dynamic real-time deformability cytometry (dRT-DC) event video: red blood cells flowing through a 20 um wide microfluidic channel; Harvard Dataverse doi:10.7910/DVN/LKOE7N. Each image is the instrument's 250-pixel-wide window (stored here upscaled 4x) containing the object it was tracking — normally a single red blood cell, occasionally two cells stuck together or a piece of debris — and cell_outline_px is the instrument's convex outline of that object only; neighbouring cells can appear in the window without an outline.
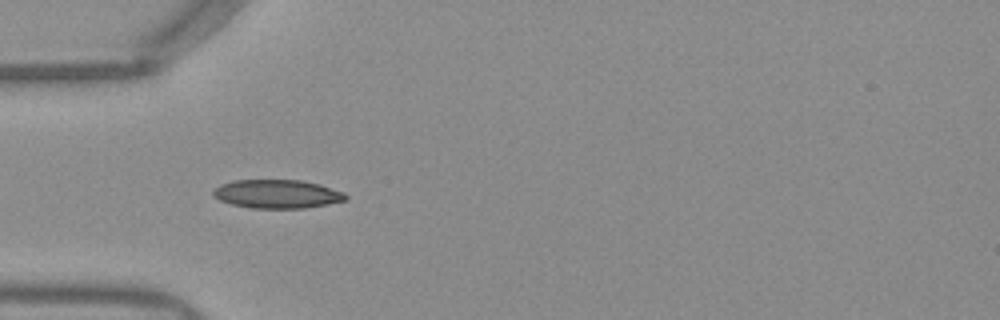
{"species": "Egyptian fruit bat (a non-hibernating species)", "species_latin": "Rousettus aegyptiacus", "temperature_condition": "warm", "stored_images_in_passage": 9, "camera_frame_rate_fps": 3000, "um_per_image_px": 0.085, "frame": {"image": 1, "passage_image": 6, "time_ms": 1.667, "image_size_px": [1000, 320], "cell_outline_px": [[348, 196], [344, 200], [304, 208], [252, 208], [232, 204], [220, 200], [212, 196], [212, 192], [220, 184], [236, 180], [300, 180], [320, 184], [344, 192]], "centroid_in_image_um": [23.53, 16.48], "position_along_channel_um": 61.5, "area_um2": 21.91}}